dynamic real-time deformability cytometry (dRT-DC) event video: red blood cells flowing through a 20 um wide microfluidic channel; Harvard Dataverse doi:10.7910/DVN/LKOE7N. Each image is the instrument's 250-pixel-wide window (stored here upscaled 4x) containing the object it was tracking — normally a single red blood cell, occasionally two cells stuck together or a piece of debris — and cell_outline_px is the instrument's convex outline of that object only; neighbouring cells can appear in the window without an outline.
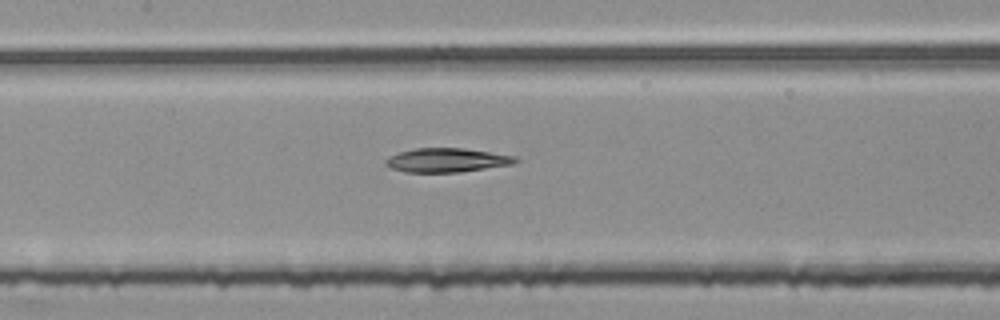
{"species": "common noctule bat (a hibernating species)", "species_latin": "Nyctalus noctula", "temperature_condition": "room temperature", "stored_images_in_passage": 53, "segment_of_instrument_passage": [2, 2], "camera_frame_rate_fps": 3000, "um_per_image_px": 0.085, "animal": {"sex": "female", "body_mass_g": 25.1}, "frame": {"image": 1, "passage_image": 24, "time_ms": 7.667, "image_size_px": [1000, 320], "cell_outline_px": [[520, 160], [512, 164], [460, 172], [404, 172], [392, 168], [384, 164], [384, 160], [388, 156], [396, 152], [416, 148], [464, 148], [516, 156]], "centroid_in_image_um": [37.94, 13.61], "position_along_channel_um": 169.5, "area_um2": 18.26}}
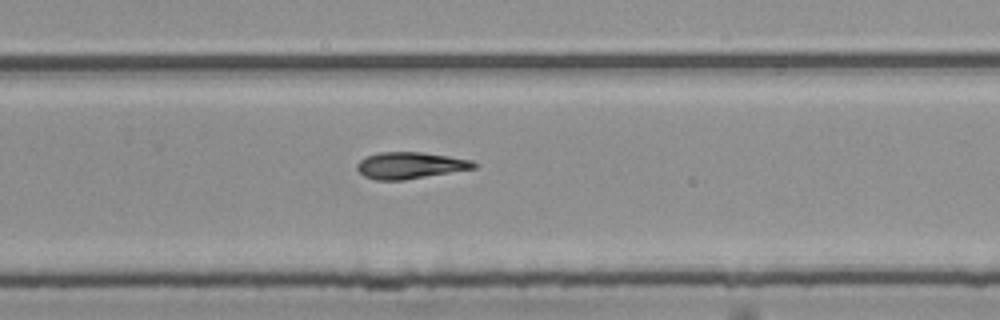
{"frame": {"image": 2, "passage_image": 34, "time_ms": 11.0, "image_size_px": [1000, 320], "cell_outline_px": [[480, 164], [476, 168], [404, 180], [376, 180], [364, 176], [356, 168], [356, 164], [364, 156], [380, 152], [420, 152], [448, 156], [472, 160]], "centroid_in_image_um": [34.86, 14.06], "position_along_channel_um": 294.9, "area_um2": 18.21}}
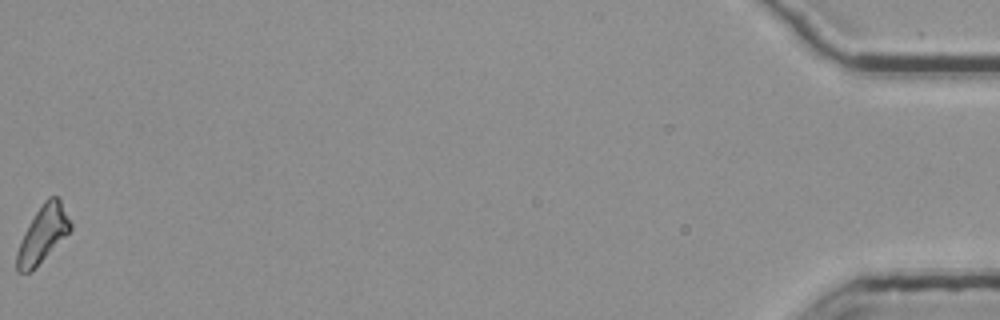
{"frame": {"image": 3, "passage_image": 53, "time_ms": 17.333, "image_size_px": [1000, 320], "cell_outline_px": [[72, 228], [28, 272], [16, 272], [16, 252], [20, 240], [24, 232], [36, 212], [44, 200], [48, 196], [56, 196], [60, 200], [72, 224]], "centroid_in_image_um": [3.6, 19.86], "position_along_channel_um": 431.6, "area_um2": 16.82}}